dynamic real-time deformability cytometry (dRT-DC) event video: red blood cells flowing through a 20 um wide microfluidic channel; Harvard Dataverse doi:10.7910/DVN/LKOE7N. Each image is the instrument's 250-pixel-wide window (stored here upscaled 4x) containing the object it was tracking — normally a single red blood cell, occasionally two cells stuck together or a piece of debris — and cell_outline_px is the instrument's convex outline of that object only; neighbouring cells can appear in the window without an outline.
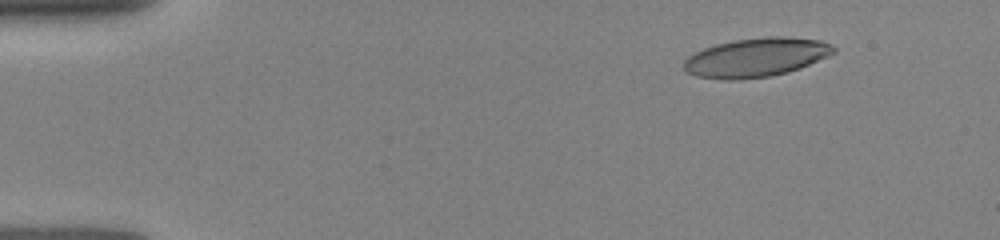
{"species": "human", "species_latin": "Homo sapiens", "temperature_condition": "room temperature", "stored_images_in_passage": 7, "camera_frame_rate_fps": 3000, "um_per_image_px": 0.085, "donor": {"sex": "female"}, "frame": {"image": 1, "passage_image": 2, "time_ms": 1.333, "image_size_px": [1000, 240], "cell_outline_px": [[836, 52], [828, 56], [800, 68], [788, 72], [768, 76], [732, 80], [720, 80], [696, 76], [688, 72], [684, 68], [684, 60], [688, 56], [704, 48], [716, 44], [736, 40], [768, 36], [784, 36], [820, 40], [832, 44], [836, 48]], "centroid_in_image_um": [64.29, 4.88], "position_along_channel_um": 20.7, "area_um2": 33.93}}
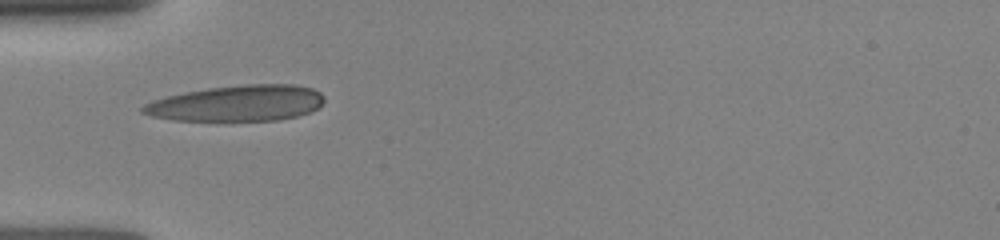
{"frame": {"image": 2, "passage_image": 5, "time_ms": 4.667, "image_size_px": [1000, 240], "cell_outline_px": [[324, 100], [320, 108], [312, 112], [280, 120], [172, 120], [152, 116], [140, 112], [140, 108], [144, 104], [152, 100], [168, 96], [208, 88], [248, 84], [296, 84], [312, 88], [320, 92], [324, 96]], "centroid_in_image_um": [20.2, 8.77], "position_along_channel_um": 64.8, "area_um2": 38.03}}
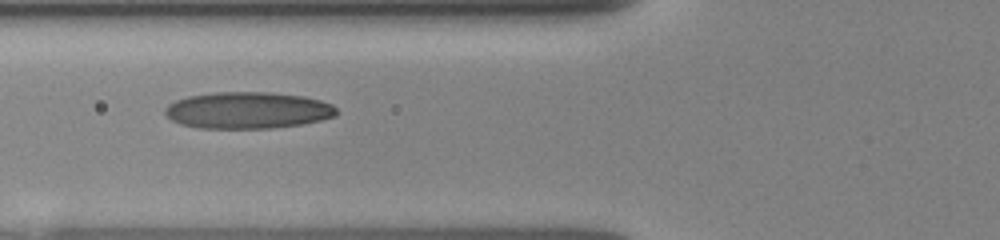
{"frame": {"image": 3, "passage_image": 6, "time_ms": 5.667, "image_size_px": [1000, 240], "cell_outline_px": [[336, 116], [304, 124], [272, 128], [200, 128], [180, 124], [172, 120], [164, 112], [164, 108], [168, 104], [176, 100], [188, 96], [216, 92], [268, 92], [304, 96], [320, 100], [332, 104], [336, 108]], "centroid_in_image_um": [21.06, 9.37], "position_along_channel_um": 104.7, "area_um2": 36.7}}